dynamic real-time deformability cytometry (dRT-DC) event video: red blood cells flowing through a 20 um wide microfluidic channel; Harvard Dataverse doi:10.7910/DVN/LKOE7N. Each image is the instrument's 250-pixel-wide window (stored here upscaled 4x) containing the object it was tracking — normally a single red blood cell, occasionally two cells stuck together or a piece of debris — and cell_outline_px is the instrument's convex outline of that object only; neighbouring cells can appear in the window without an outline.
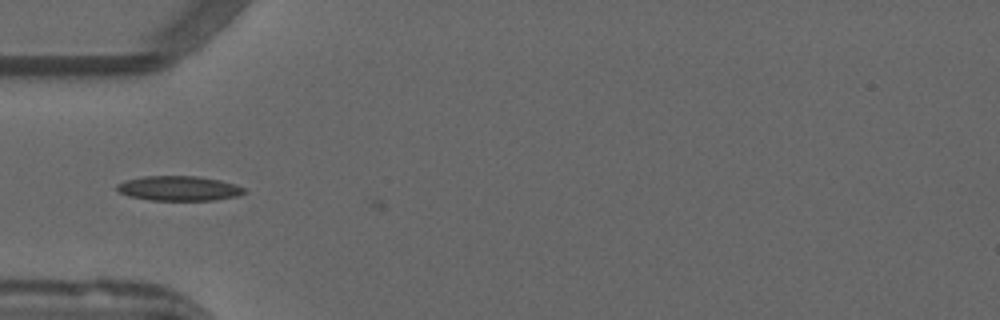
{"species": "common noctule bat (a hibernating species)", "species_latin": "Nyctalus noctula", "temperature_condition": "warm", "stored_images_in_passage": 3, "camera_frame_rate_fps": 3000, "um_per_image_px": 0.085, "animal": {"sex": "male", "forearm_length_mm": 52.5}, "frame": {"image": 1, "passage_image": 2, "time_ms": 0.333, "image_size_px": [1000, 320], "cell_outline_px": [[248, 192], [236, 196], [212, 200], [152, 200], [128, 196], [120, 192], [116, 188], [116, 184], [124, 180], [144, 176], [200, 176], [220, 180], [236, 184], [244, 188]], "centroid_in_image_um": [15.21, 16.0], "position_along_channel_um": 69.8, "area_um2": 18.44}}